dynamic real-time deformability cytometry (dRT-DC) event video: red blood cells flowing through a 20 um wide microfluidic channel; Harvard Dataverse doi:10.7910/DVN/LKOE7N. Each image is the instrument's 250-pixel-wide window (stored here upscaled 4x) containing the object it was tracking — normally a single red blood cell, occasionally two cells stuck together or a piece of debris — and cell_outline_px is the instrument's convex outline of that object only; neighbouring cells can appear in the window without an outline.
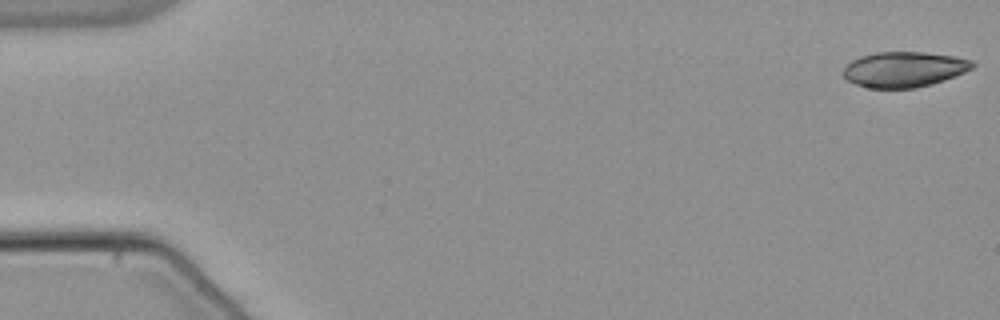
{"species": "common noctule bat (a hibernating species)", "species_latin": "Nyctalus noctula", "temperature_condition": "warm", "stored_images_in_passage": 53, "camera_frame_rate_fps": 3000, "um_per_image_px": 0.085, "animal": {"sex": "male", "body_mass_g": 21.5, "forearm_length_mm": 52.0}, "frame": {"image": 1, "passage_image": 1, "time_ms": 0.0, "image_size_px": [1000, 320], "cell_outline_px": [[976, 64], [972, 68], [964, 72], [944, 80], [932, 84], [916, 88], [868, 88], [856, 84], [848, 80], [844, 76], [844, 68], [852, 60], [860, 56], [876, 52], [924, 52], [952, 56], [972, 60]], "centroid_in_image_um": [76.85, 5.9], "position_along_channel_um": 8.1, "area_um2": 26.53}}